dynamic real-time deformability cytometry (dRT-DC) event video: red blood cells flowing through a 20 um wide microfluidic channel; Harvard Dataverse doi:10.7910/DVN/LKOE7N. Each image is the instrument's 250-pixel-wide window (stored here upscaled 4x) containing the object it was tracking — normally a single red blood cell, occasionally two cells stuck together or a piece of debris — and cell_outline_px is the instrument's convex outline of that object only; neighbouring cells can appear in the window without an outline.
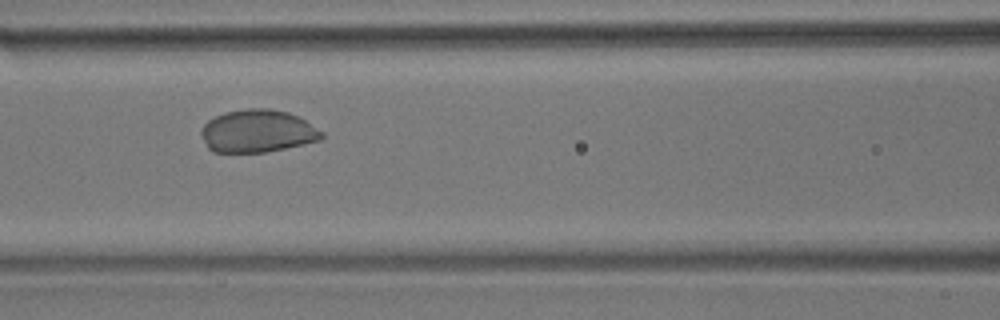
{"species": "common noctule bat (a hibernating species)", "species_latin": "Nyctalus noctula", "temperature_condition": "room temperature", "stored_images_in_passage": 57, "camera_frame_rate_fps": 3000, "um_per_image_px": 0.085, "animal": {"sex": "male", "body_mass_g": 17.9}, "frame": {"image": 1, "passage_image": 25, "time_ms": 8.0, "image_size_px": [1000, 320], "cell_outline_px": [[324, 136], [320, 140], [304, 144], [264, 152], [212, 152], [208, 148], [200, 132], [200, 128], [208, 120], [224, 112], [248, 108], [268, 108], [288, 112], [300, 116], [324, 132]], "centroid_in_image_um": [21.9, 11.13], "position_along_channel_um": 144.7, "area_um2": 30.17}}
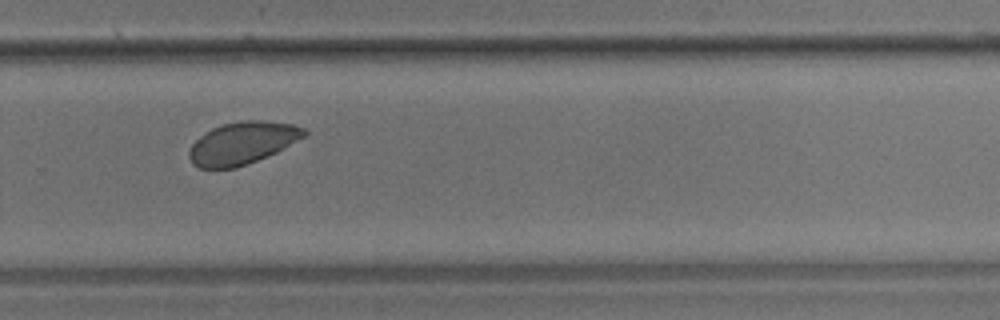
{"frame": {"image": 2, "passage_image": 39, "time_ms": 12.667, "image_size_px": [1000, 320], "cell_outline_px": [[308, 136], [276, 152], [236, 168], [200, 168], [192, 164], [188, 156], [188, 152], [192, 144], [200, 136], [212, 128], [220, 124], [240, 120], [264, 120], [292, 124], [304, 128], [308, 132]], "centroid_in_image_um": [20.61, 12.14], "position_along_channel_um": 309.2, "area_um2": 28.55}}
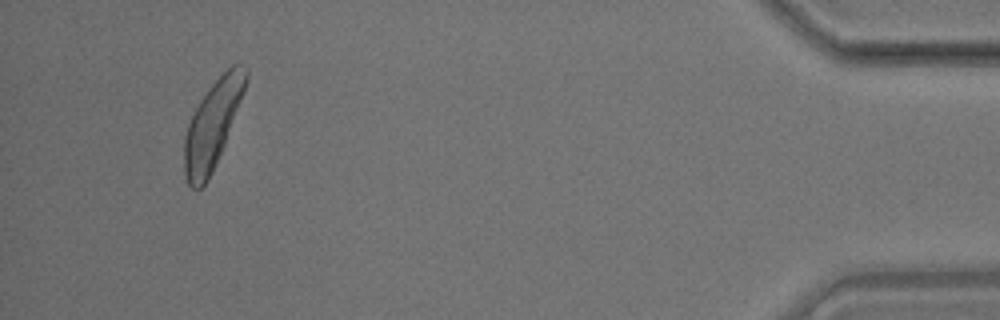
{"frame": {"image": 3, "passage_image": 54, "time_ms": 17.667, "image_size_px": [1000, 320], "cell_outline_px": [[248, 80], [244, 92], [224, 144], [216, 164], [208, 180], [200, 188], [192, 188], [188, 184], [184, 176], [184, 136], [188, 124], [200, 100], [208, 88], [232, 64], [236, 64], [248, 68]], "centroid_in_image_um": [18.06, 10.6], "position_along_channel_um": 417.1, "area_um2": 30.81}}